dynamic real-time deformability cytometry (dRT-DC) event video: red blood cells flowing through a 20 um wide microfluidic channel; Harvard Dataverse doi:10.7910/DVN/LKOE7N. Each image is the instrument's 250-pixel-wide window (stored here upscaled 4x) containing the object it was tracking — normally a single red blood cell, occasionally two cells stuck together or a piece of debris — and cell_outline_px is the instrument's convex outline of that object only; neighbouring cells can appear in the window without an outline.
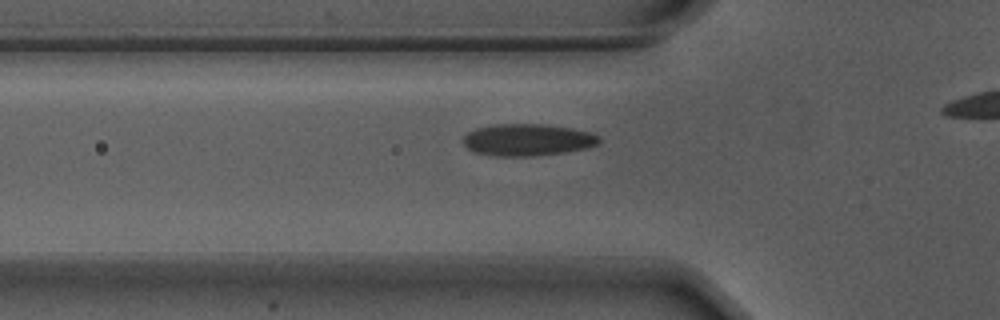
{"species": "Egyptian fruit bat (a non-hibernating species)", "species_latin": "Rousettus aegyptiacus", "temperature_condition": "warm", "stored_images_in_passage": 30, "camera_frame_rate_fps": 3000, "um_per_image_px": 0.085, "animal": {"sex": "male"}, "frame": {"image": 1, "passage_image": 3, "time_ms": 0.667, "image_size_px": [1000, 320], "cell_outline_px": [[600, 140], [596, 144], [588, 148], [564, 152], [532, 156], [496, 156], [476, 152], [468, 148], [464, 144], [464, 136], [468, 132], [476, 128], [492, 124], [544, 124], [572, 128], [592, 132], [600, 136]], "centroid_in_image_um": [44.86, 11.87], "position_along_channel_um": 80.9, "area_um2": 25.32}}
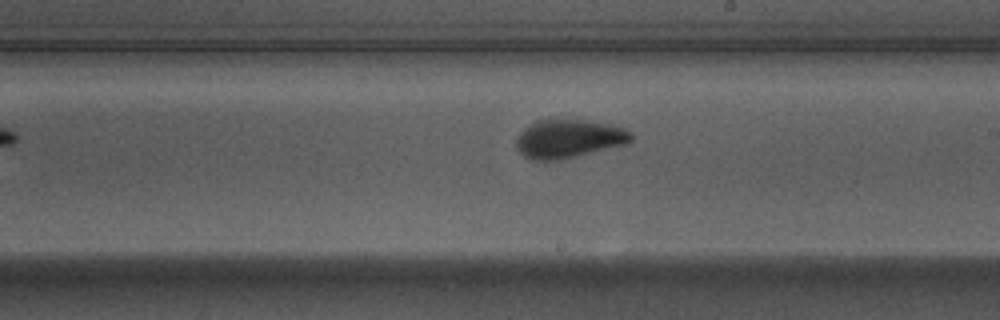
{"frame": {"image": 2, "passage_image": 16, "time_ms": 5.0, "image_size_px": [1000, 320], "cell_outline_px": [[632, 140], [624, 144], [576, 156], [556, 160], [532, 160], [524, 156], [520, 152], [516, 144], [516, 140], [520, 132], [524, 128], [536, 120], [556, 116], [588, 120], [612, 124], [624, 128], [632, 132]], "centroid_in_image_um": [48.32, 11.73], "position_along_channel_um": 240.7, "area_um2": 26.3}}
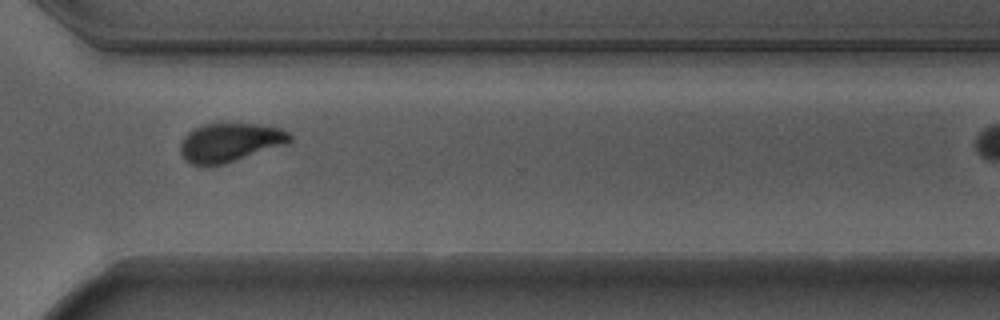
{"frame": {"image": 3, "passage_image": 25, "time_ms": 8.0, "image_size_px": [1000, 320], "cell_outline_px": [[292, 140], [284, 144], [224, 164], [208, 168], [200, 168], [184, 160], [180, 152], [180, 144], [184, 136], [188, 132], [200, 124], [260, 124], [280, 128], [288, 132], [292, 136]], "centroid_in_image_um": [19.46, 12.13], "position_along_channel_um": 351.1, "area_um2": 24.97}}